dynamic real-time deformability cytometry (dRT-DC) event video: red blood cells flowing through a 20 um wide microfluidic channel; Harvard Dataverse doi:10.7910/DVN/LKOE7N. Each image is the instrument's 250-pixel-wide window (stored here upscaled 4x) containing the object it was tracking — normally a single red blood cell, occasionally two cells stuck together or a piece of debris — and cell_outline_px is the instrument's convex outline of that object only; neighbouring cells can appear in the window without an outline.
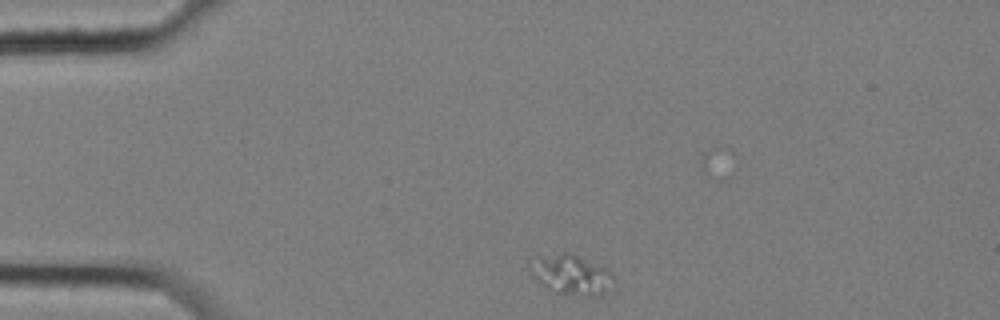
{"species": "common noctule bat (a hibernating species)", "species_latin": "Nyctalus noctula", "temperature_condition": "cold", "stored_images_in_passage": 49, "camera_frame_rate_fps": 3000, "um_per_image_px": 0.085, "animal": {"sex": "female", "body_mass_g": 25.1}, "frame": {"image": 1, "passage_image": 1, "time_ms": 0.0, "image_size_px": [1000, 320], "cell_outline_px": [[616, 276], [604, 292], [600, 296], [592, 296], [556, 292], [548, 288], [528, 268], [528, 264], [564, 252], [572, 252], [608, 268]], "centroid_in_image_um": [48.68, 23.34], "position_along_channel_um": 36.3, "area_um2": 18.61}}
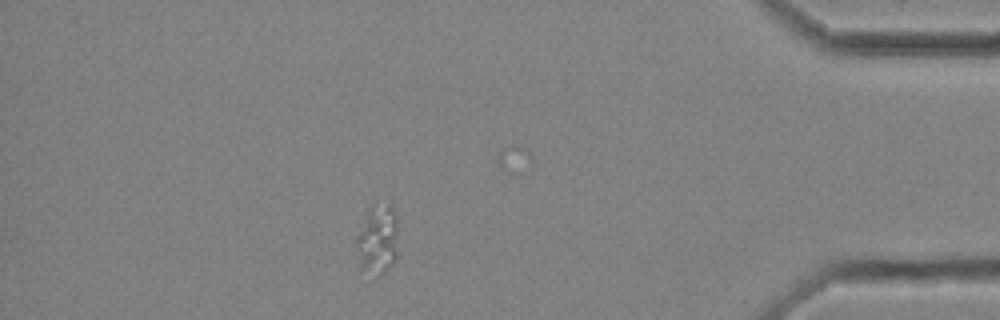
{"frame": {"image": 2, "passage_image": 41, "time_ms": 13.333, "image_size_px": [1000, 320], "cell_outline_px": [[396, 260], [380, 276], [376, 276], [360, 268], [356, 248], [356, 236], [368, 208], [388, 204], [396, 212]], "centroid_in_image_um": [32.07, 20.4], "position_along_channel_um": 403.1, "area_um2": 16.82}}